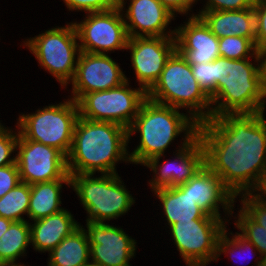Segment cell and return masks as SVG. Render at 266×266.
<instances>
[{
  "label": "cell",
  "instance_id": "cell-5",
  "mask_svg": "<svg viewBox=\"0 0 266 266\" xmlns=\"http://www.w3.org/2000/svg\"><path fill=\"white\" fill-rule=\"evenodd\" d=\"M147 98L183 110L198 124L211 118V99L199 86L187 59L175 50Z\"/></svg>",
  "mask_w": 266,
  "mask_h": 266
},
{
  "label": "cell",
  "instance_id": "cell-14",
  "mask_svg": "<svg viewBox=\"0 0 266 266\" xmlns=\"http://www.w3.org/2000/svg\"><path fill=\"white\" fill-rule=\"evenodd\" d=\"M119 64L111 54L80 51L74 77L64 91H70L68 97L77 102L84 94L118 87L127 81Z\"/></svg>",
  "mask_w": 266,
  "mask_h": 266
},
{
  "label": "cell",
  "instance_id": "cell-34",
  "mask_svg": "<svg viewBox=\"0 0 266 266\" xmlns=\"http://www.w3.org/2000/svg\"><path fill=\"white\" fill-rule=\"evenodd\" d=\"M200 1L203 6H199V11L196 10V16L202 12L210 11H227V10H243L253 6L252 0H196Z\"/></svg>",
  "mask_w": 266,
  "mask_h": 266
},
{
  "label": "cell",
  "instance_id": "cell-20",
  "mask_svg": "<svg viewBox=\"0 0 266 266\" xmlns=\"http://www.w3.org/2000/svg\"><path fill=\"white\" fill-rule=\"evenodd\" d=\"M30 223L31 248L36 253H49L66 236L77 229L81 223L66 207L53 215L35 220Z\"/></svg>",
  "mask_w": 266,
  "mask_h": 266
},
{
  "label": "cell",
  "instance_id": "cell-38",
  "mask_svg": "<svg viewBox=\"0 0 266 266\" xmlns=\"http://www.w3.org/2000/svg\"><path fill=\"white\" fill-rule=\"evenodd\" d=\"M260 87L263 96V104L266 107V51L258 52Z\"/></svg>",
  "mask_w": 266,
  "mask_h": 266
},
{
  "label": "cell",
  "instance_id": "cell-42",
  "mask_svg": "<svg viewBox=\"0 0 266 266\" xmlns=\"http://www.w3.org/2000/svg\"><path fill=\"white\" fill-rule=\"evenodd\" d=\"M253 5H266V0H252Z\"/></svg>",
  "mask_w": 266,
  "mask_h": 266
},
{
  "label": "cell",
  "instance_id": "cell-33",
  "mask_svg": "<svg viewBox=\"0 0 266 266\" xmlns=\"http://www.w3.org/2000/svg\"><path fill=\"white\" fill-rule=\"evenodd\" d=\"M191 69L199 86L211 99L214 96V60L207 63L191 64Z\"/></svg>",
  "mask_w": 266,
  "mask_h": 266
},
{
  "label": "cell",
  "instance_id": "cell-36",
  "mask_svg": "<svg viewBox=\"0 0 266 266\" xmlns=\"http://www.w3.org/2000/svg\"><path fill=\"white\" fill-rule=\"evenodd\" d=\"M20 182L17 163L0 167V198Z\"/></svg>",
  "mask_w": 266,
  "mask_h": 266
},
{
  "label": "cell",
  "instance_id": "cell-30",
  "mask_svg": "<svg viewBox=\"0 0 266 266\" xmlns=\"http://www.w3.org/2000/svg\"><path fill=\"white\" fill-rule=\"evenodd\" d=\"M2 122L0 120V167L16 162V144L19 134L16 124L12 128V126L6 127Z\"/></svg>",
  "mask_w": 266,
  "mask_h": 266
},
{
  "label": "cell",
  "instance_id": "cell-25",
  "mask_svg": "<svg viewBox=\"0 0 266 266\" xmlns=\"http://www.w3.org/2000/svg\"><path fill=\"white\" fill-rule=\"evenodd\" d=\"M221 255L227 257L228 260L231 259L232 262L236 261L234 263H237V265L238 263L241 264L242 261H245L247 262V264H249V262H251L252 257L254 258L252 259L255 262L253 263L254 266H263L264 264V258L261 256L256 247L246 238H244L238 231L233 233V231H231L227 225L223 230V233L221 234L220 238L218 239L217 257L215 262H218L221 257H224ZM243 257L244 260H242ZM245 259L248 260L246 261Z\"/></svg>",
  "mask_w": 266,
  "mask_h": 266
},
{
  "label": "cell",
  "instance_id": "cell-35",
  "mask_svg": "<svg viewBox=\"0 0 266 266\" xmlns=\"http://www.w3.org/2000/svg\"><path fill=\"white\" fill-rule=\"evenodd\" d=\"M255 12L256 38L258 51H266V5H253Z\"/></svg>",
  "mask_w": 266,
  "mask_h": 266
},
{
  "label": "cell",
  "instance_id": "cell-28",
  "mask_svg": "<svg viewBox=\"0 0 266 266\" xmlns=\"http://www.w3.org/2000/svg\"><path fill=\"white\" fill-rule=\"evenodd\" d=\"M236 206L235 203L231 217V219H234L231 220L234 221V223L230 222V224H233L235 227H233V229H238V232L251 242L261 256L266 259V229L255 222L239 205L235 208ZM234 210H236L237 213L234 212Z\"/></svg>",
  "mask_w": 266,
  "mask_h": 266
},
{
  "label": "cell",
  "instance_id": "cell-8",
  "mask_svg": "<svg viewBox=\"0 0 266 266\" xmlns=\"http://www.w3.org/2000/svg\"><path fill=\"white\" fill-rule=\"evenodd\" d=\"M66 98L59 103L51 102L35 112L19 113L15 122L19 134L24 139L55 147L67 157L79 111L77 102L68 96Z\"/></svg>",
  "mask_w": 266,
  "mask_h": 266
},
{
  "label": "cell",
  "instance_id": "cell-3",
  "mask_svg": "<svg viewBox=\"0 0 266 266\" xmlns=\"http://www.w3.org/2000/svg\"><path fill=\"white\" fill-rule=\"evenodd\" d=\"M198 125L183 110L146 98L128 128V144L133 140L132 136L139 135L136 147L132 151L128 149L132 166H143L150 159L165 155L167 151L169 153L167 148L171 147L175 140L178 142L179 137L195 138Z\"/></svg>",
  "mask_w": 266,
  "mask_h": 266
},
{
  "label": "cell",
  "instance_id": "cell-29",
  "mask_svg": "<svg viewBox=\"0 0 266 266\" xmlns=\"http://www.w3.org/2000/svg\"><path fill=\"white\" fill-rule=\"evenodd\" d=\"M218 42L220 57L231 60L258 58L256 44L249 38L233 35L219 38Z\"/></svg>",
  "mask_w": 266,
  "mask_h": 266
},
{
  "label": "cell",
  "instance_id": "cell-15",
  "mask_svg": "<svg viewBox=\"0 0 266 266\" xmlns=\"http://www.w3.org/2000/svg\"><path fill=\"white\" fill-rule=\"evenodd\" d=\"M115 223L85 222L90 244V259L94 266H132L138 242L123 226Z\"/></svg>",
  "mask_w": 266,
  "mask_h": 266
},
{
  "label": "cell",
  "instance_id": "cell-19",
  "mask_svg": "<svg viewBox=\"0 0 266 266\" xmlns=\"http://www.w3.org/2000/svg\"><path fill=\"white\" fill-rule=\"evenodd\" d=\"M176 50L191 64L212 62L219 55V39L199 16L175 26Z\"/></svg>",
  "mask_w": 266,
  "mask_h": 266
},
{
  "label": "cell",
  "instance_id": "cell-37",
  "mask_svg": "<svg viewBox=\"0 0 266 266\" xmlns=\"http://www.w3.org/2000/svg\"><path fill=\"white\" fill-rule=\"evenodd\" d=\"M159 2L168 9L175 17H193L196 16L194 6L197 5L196 0H159ZM181 15V16H178Z\"/></svg>",
  "mask_w": 266,
  "mask_h": 266
},
{
  "label": "cell",
  "instance_id": "cell-16",
  "mask_svg": "<svg viewBox=\"0 0 266 266\" xmlns=\"http://www.w3.org/2000/svg\"><path fill=\"white\" fill-rule=\"evenodd\" d=\"M175 50V37H129L125 51L130 54L136 85L147 93Z\"/></svg>",
  "mask_w": 266,
  "mask_h": 266
},
{
  "label": "cell",
  "instance_id": "cell-10",
  "mask_svg": "<svg viewBox=\"0 0 266 266\" xmlns=\"http://www.w3.org/2000/svg\"><path fill=\"white\" fill-rule=\"evenodd\" d=\"M224 220L178 221L167 232L185 266H207L215 262Z\"/></svg>",
  "mask_w": 266,
  "mask_h": 266
},
{
  "label": "cell",
  "instance_id": "cell-32",
  "mask_svg": "<svg viewBox=\"0 0 266 266\" xmlns=\"http://www.w3.org/2000/svg\"><path fill=\"white\" fill-rule=\"evenodd\" d=\"M238 205L259 225L266 229V203L255 199L250 193L236 198Z\"/></svg>",
  "mask_w": 266,
  "mask_h": 266
},
{
  "label": "cell",
  "instance_id": "cell-39",
  "mask_svg": "<svg viewBox=\"0 0 266 266\" xmlns=\"http://www.w3.org/2000/svg\"><path fill=\"white\" fill-rule=\"evenodd\" d=\"M250 194L257 200L266 203V170L261 175L257 185L250 192Z\"/></svg>",
  "mask_w": 266,
  "mask_h": 266
},
{
  "label": "cell",
  "instance_id": "cell-7",
  "mask_svg": "<svg viewBox=\"0 0 266 266\" xmlns=\"http://www.w3.org/2000/svg\"><path fill=\"white\" fill-rule=\"evenodd\" d=\"M34 37L24 38L20 46L34 55L38 67L44 69L65 89L72 81L80 53L78 35L74 23L52 26Z\"/></svg>",
  "mask_w": 266,
  "mask_h": 266
},
{
  "label": "cell",
  "instance_id": "cell-6",
  "mask_svg": "<svg viewBox=\"0 0 266 266\" xmlns=\"http://www.w3.org/2000/svg\"><path fill=\"white\" fill-rule=\"evenodd\" d=\"M119 175L70 174V188L85 210L86 222L109 223L133 209L138 198Z\"/></svg>",
  "mask_w": 266,
  "mask_h": 266
},
{
  "label": "cell",
  "instance_id": "cell-26",
  "mask_svg": "<svg viewBox=\"0 0 266 266\" xmlns=\"http://www.w3.org/2000/svg\"><path fill=\"white\" fill-rule=\"evenodd\" d=\"M31 247L29 221H13L8 230L0 237V263L20 262L27 258Z\"/></svg>",
  "mask_w": 266,
  "mask_h": 266
},
{
  "label": "cell",
  "instance_id": "cell-11",
  "mask_svg": "<svg viewBox=\"0 0 266 266\" xmlns=\"http://www.w3.org/2000/svg\"><path fill=\"white\" fill-rule=\"evenodd\" d=\"M172 150V156L160 155L150 159L142 167L150 170L152 178L148 181L150 191L160 188L177 187L193 178L205 165L204 146L198 137L181 138ZM174 156V157H173ZM161 159H164L161 161Z\"/></svg>",
  "mask_w": 266,
  "mask_h": 266
},
{
  "label": "cell",
  "instance_id": "cell-4",
  "mask_svg": "<svg viewBox=\"0 0 266 266\" xmlns=\"http://www.w3.org/2000/svg\"><path fill=\"white\" fill-rule=\"evenodd\" d=\"M211 106V118L224 114L265 112L260 87L259 59L216 58Z\"/></svg>",
  "mask_w": 266,
  "mask_h": 266
},
{
  "label": "cell",
  "instance_id": "cell-22",
  "mask_svg": "<svg viewBox=\"0 0 266 266\" xmlns=\"http://www.w3.org/2000/svg\"><path fill=\"white\" fill-rule=\"evenodd\" d=\"M199 17L218 39L235 35L249 38L255 43L254 7L243 10L202 12Z\"/></svg>",
  "mask_w": 266,
  "mask_h": 266
},
{
  "label": "cell",
  "instance_id": "cell-2",
  "mask_svg": "<svg viewBox=\"0 0 266 266\" xmlns=\"http://www.w3.org/2000/svg\"><path fill=\"white\" fill-rule=\"evenodd\" d=\"M128 145L127 128L79 117L66 157L68 173L117 174L118 164H131Z\"/></svg>",
  "mask_w": 266,
  "mask_h": 266
},
{
  "label": "cell",
  "instance_id": "cell-27",
  "mask_svg": "<svg viewBox=\"0 0 266 266\" xmlns=\"http://www.w3.org/2000/svg\"><path fill=\"white\" fill-rule=\"evenodd\" d=\"M29 200L30 185L20 181L0 198V217L11 221H28Z\"/></svg>",
  "mask_w": 266,
  "mask_h": 266
},
{
  "label": "cell",
  "instance_id": "cell-31",
  "mask_svg": "<svg viewBox=\"0 0 266 266\" xmlns=\"http://www.w3.org/2000/svg\"><path fill=\"white\" fill-rule=\"evenodd\" d=\"M67 11L84 14L103 12L119 7V0H62Z\"/></svg>",
  "mask_w": 266,
  "mask_h": 266
},
{
  "label": "cell",
  "instance_id": "cell-40",
  "mask_svg": "<svg viewBox=\"0 0 266 266\" xmlns=\"http://www.w3.org/2000/svg\"><path fill=\"white\" fill-rule=\"evenodd\" d=\"M13 221L0 217V237L9 229Z\"/></svg>",
  "mask_w": 266,
  "mask_h": 266
},
{
  "label": "cell",
  "instance_id": "cell-18",
  "mask_svg": "<svg viewBox=\"0 0 266 266\" xmlns=\"http://www.w3.org/2000/svg\"><path fill=\"white\" fill-rule=\"evenodd\" d=\"M178 187L188 193L207 215L230 224L236 198L223 185L222 179L206 165L193 178Z\"/></svg>",
  "mask_w": 266,
  "mask_h": 266
},
{
  "label": "cell",
  "instance_id": "cell-21",
  "mask_svg": "<svg viewBox=\"0 0 266 266\" xmlns=\"http://www.w3.org/2000/svg\"><path fill=\"white\" fill-rule=\"evenodd\" d=\"M152 196L158 199L157 208H161L160 215H162L163 226L169 228L171 225L178 221H191V220H222L220 218L207 215L189 196L188 193H184L178 186L160 188L152 191Z\"/></svg>",
  "mask_w": 266,
  "mask_h": 266
},
{
  "label": "cell",
  "instance_id": "cell-1",
  "mask_svg": "<svg viewBox=\"0 0 266 266\" xmlns=\"http://www.w3.org/2000/svg\"><path fill=\"white\" fill-rule=\"evenodd\" d=\"M224 114L198 125L205 165L237 198L250 193L266 170V116Z\"/></svg>",
  "mask_w": 266,
  "mask_h": 266
},
{
  "label": "cell",
  "instance_id": "cell-24",
  "mask_svg": "<svg viewBox=\"0 0 266 266\" xmlns=\"http://www.w3.org/2000/svg\"><path fill=\"white\" fill-rule=\"evenodd\" d=\"M47 266H89L90 244L83 225L66 236L48 253Z\"/></svg>",
  "mask_w": 266,
  "mask_h": 266
},
{
  "label": "cell",
  "instance_id": "cell-13",
  "mask_svg": "<svg viewBox=\"0 0 266 266\" xmlns=\"http://www.w3.org/2000/svg\"><path fill=\"white\" fill-rule=\"evenodd\" d=\"M16 163L20 181L29 185L70 180L66 156L57 148L24 139L18 134Z\"/></svg>",
  "mask_w": 266,
  "mask_h": 266
},
{
  "label": "cell",
  "instance_id": "cell-9",
  "mask_svg": "<svg viewBox=\"0 0 266 266\" xmlns=\"http://www.w3.org/2000/svg\"><path fill=\"white\" fill-rule=\"evenodd\" d=\"M126 79L118 87L84 94L77 101L79 117L112 122L128 129L147 98V93L141 87L131 86L129 77Z\"/></svg>",
  "mask_w": 266,
  "mask_h": 266
},
{
  "label": "cell",
  "instance_id": "cell-12",
  "mask_svg": "<svg viewBox=\"0 0 266 266\" xmlns=\"http://www.w3.org/2000/svg\"><path fill=\"white\" fill-rule=\"evenodd\" d=\"M82 16L83 19L78 21L77 18L72 19L77 31L80 51L111 54L126 50L129 36L119 7Z\"/></svg>",
  "mask_w": 266,
  "mask_h": 266
},
{
  "label": "cell",
  "instance_id": "cell-23",
  "mask_svg": "<svg viewBox=\"0 0 266 266\" xmlns=\"http://www.w3.org/2000/svg\"><path fill=\"white\" fill-rule=\"evenodd\" d=\"M66 187L70 188V180H55L30 185L28 221L33 222L63 210L61 194Z\"/></svg>",
  "mask_w": 266,
  "mask_h": 266
},
{
  "label": "cell",
  "instance_id": "cell-17",
  "mask_svg": "<svg viewBox=\"0 0 266 266\" xmlns=\"http://www.w3.org/2000/svg\"><path fill=\"white\" fill-rule=\"evenodd\" d=\"M119 8L129 37H175L176 17L159 0H119Z\"/></svg>",
  "mask_w": 266,
  "mask_h": 266
},
{
  "label": "cell",
  "instance_id": "cell-41",
  "mask_svg": "<svg viewBox=\"0 0 266 266\" xmlns=\"http://www.w3.org/2000/svg\"><path fill=\"white\" fill-rule=\"evenodd\" d=\"M0 266H27V265L21 262H14V263H0Z\"/></svg>",
  "mask_w": 266,
  "mask_h": 266
}]
</instances>
